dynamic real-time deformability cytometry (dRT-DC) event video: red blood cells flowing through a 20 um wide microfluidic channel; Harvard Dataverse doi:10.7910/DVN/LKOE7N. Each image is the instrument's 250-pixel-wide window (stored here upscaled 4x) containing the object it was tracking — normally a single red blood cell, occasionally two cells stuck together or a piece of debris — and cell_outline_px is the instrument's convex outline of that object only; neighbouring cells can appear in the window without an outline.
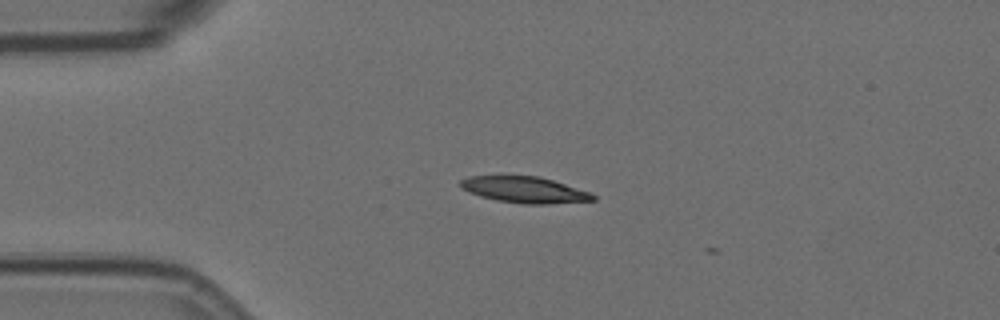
{"species": "Egyptian fruit bat (a non-hibernating species)", "species_latin": "Rousettus aegyptiacus", "temperature_condition": "room temperature", "stored_images_in_passage": 2, "camera_frame_rate_fps": 3000, "um_per_image_px": 0.085, "animal": {"sex": "female"}, "frame": {"image": 1, "passage_image": 1, "time_ms": 0.0, "image_size_px": [1000, 320], "cell_outline_px": [[596, 200], [548, 204], [524, 204], [496, 200], [480, 196], [468, 192], [460, 188], [460, 180], [468, 176], [540, 176], [592, 192], [596, 196]], "centroid_in_image_um": [44.6, 16.13], "position_along_channel_um": 40.4, "area_um2": 20.4}}